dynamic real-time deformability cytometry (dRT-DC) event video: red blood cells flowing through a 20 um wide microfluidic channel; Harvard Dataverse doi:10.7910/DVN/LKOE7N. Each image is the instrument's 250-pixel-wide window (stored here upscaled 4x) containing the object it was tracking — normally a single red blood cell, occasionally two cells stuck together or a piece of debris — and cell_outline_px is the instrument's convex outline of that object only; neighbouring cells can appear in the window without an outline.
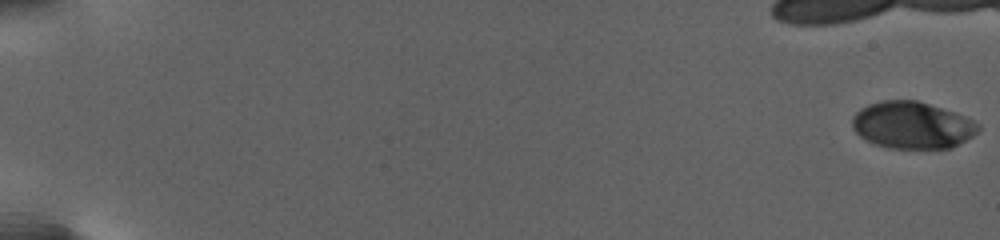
{"species": "human", "species_latin": "Homo sapiens", "temperature_condition": "warm", "stored_images_in_passage": 37, "camera_frame_rate_fps": 3000, "um_per_image_px": 0.085, "donor": {"sex": "female"}, "frame": {"image": 1, "passage_image": 1, "time_ms": 0.0, "image_size_px": [1000, 240], "cell_outline_px": [[980, 128], [972, 136], [952, 148], [888, 148], [872, 144], [860, 136], [852, 128], [852, 116], [860, 108], [868, 104], [880, 100], [916, 100], [964, 116], [980, 124]], "centroid_in_image_um": [77.49, 10.64], "position_along_channel_um": 7.5, "area_um2": 34.45}}
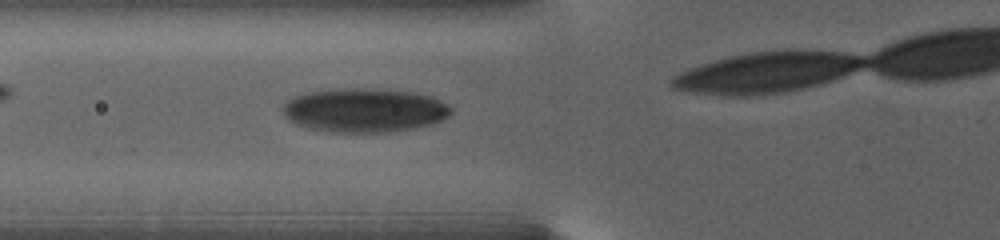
{"frame": {"image": 2, "passage_image": 17, "time_ms": 11.0, "image_size_px": [1000, 240], "cell_outline_px": [[452, 112], [448, 116], [440, 120], [428, 124], [412, 128], [392, 132], [328, 132], [308, 128], [296, 124], [288, 120], [284, 116], [284, 104], [288, 100], [296, 96], [312, 92], [360, 88], [408, 92], [428, 96], [440, 100], [448, 104], [452, 108]], "centroid_in_image_um": [30.97, 9.4], "position_along_channel_um": 94.8, "area_um2": 42.31}}
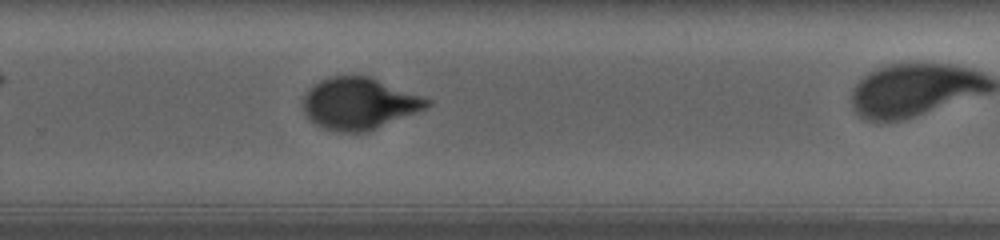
{"frame": {"image": 3, "passage_image": 33, "time_ms": 18.667, "image_size_px": [1000, 240], "cell_outline_px": [[432, 104], [416, 112], [368, 132], [336, 132], [324, 128], [316, 124], [304, 112], [304, 96], [308, 88], [312, 84], [328, 76], [372, 76], [432, 100]], "centroid_in_image_um": [30.52, 8.78], "position_along_channel_um": 299.3, "area_um2": 37.4}}